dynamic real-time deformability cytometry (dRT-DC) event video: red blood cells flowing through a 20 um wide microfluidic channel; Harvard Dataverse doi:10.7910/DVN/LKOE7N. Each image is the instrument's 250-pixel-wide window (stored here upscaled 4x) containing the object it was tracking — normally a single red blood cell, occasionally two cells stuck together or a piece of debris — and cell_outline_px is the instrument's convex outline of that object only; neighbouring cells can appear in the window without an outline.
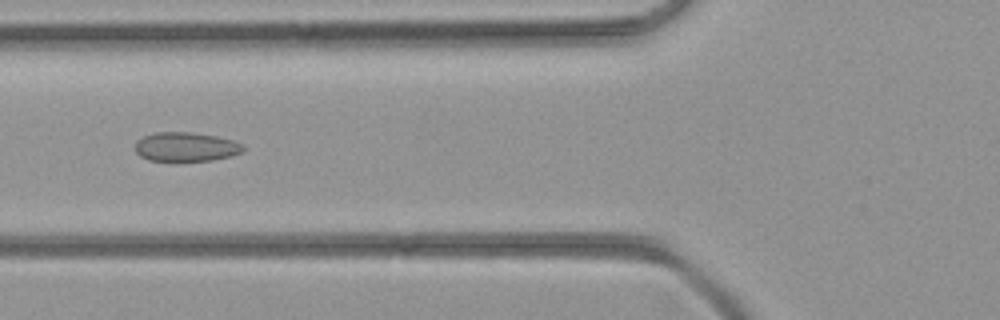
{"species": "common noctule bat (a hibernating species)", "species_latin": "Nyctalus noctula", "temperature_condition": "room temperature", "stored_images_in_passage": 43, "camera_frame_rate_fps": 3000, "um_per_image_px": 0.085, "animal": {"sex": "female", "body_mass_g": 21.9}, "frame": {"image": 1, "passage_image": 16, "time_ms": 5.0, "image_size_px": [1000, 320], "cell_outline_px": [[244, 152], [232, 156], [212, 160], [148, 160], [140, 156], [136, 152], [136, 140], [144, 136], [156, 132], [188, 132], [216, 136], [232, 140], [240, 144], [244, 148]], "centroid_in_image_um": [15.8, 12.48], "position_along_channel_um": 110.0, "area_um2": 18.15}}
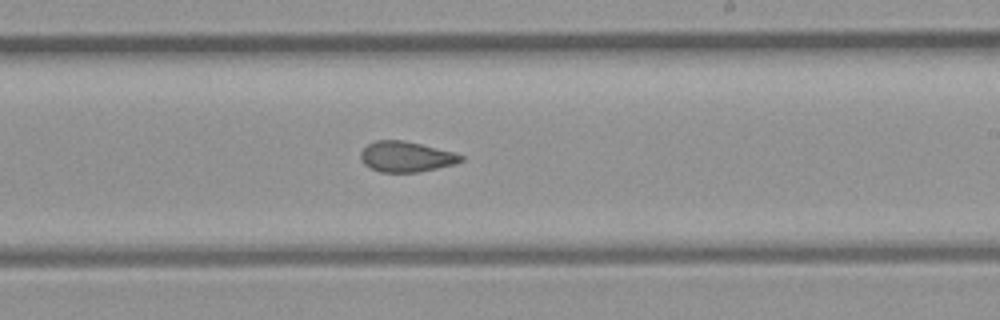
{"frame": {"image": 2, "passage_image": 25, "time_ms": 8.0, "image_size_px": [1000, 320], "cell_outline_px": [[464, 160], [456, 164], [420, 172], [380, 172], [364, 164], [360, 156], [360, 152], [368, 144], [376, 140], [404, 140], [452, 152], [464, 156]], "centroid_in_image_um": [34.53, 13.32], "position_along_channel_um": 254.5, "area_um2": 17.74}}
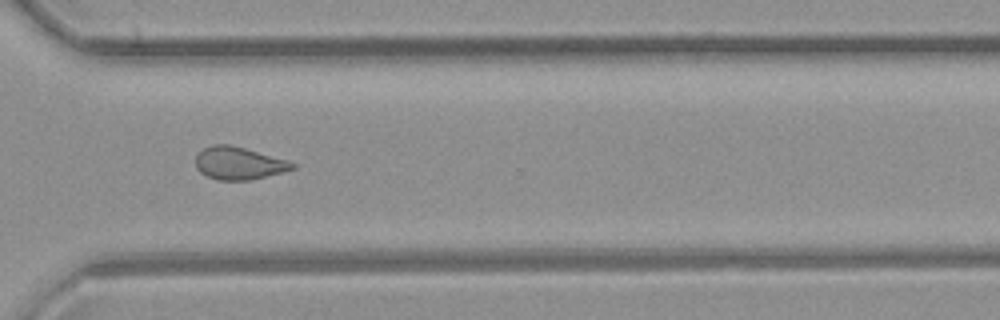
{"frame": {"image": 3, "passage_image": 31, "time_ms": 10.0, "image_size_px": [1000, 320], "cell_outline_px": [[296, 168], [248, 180], [220, 180], [208, 176], [200, 172], [196, 168], [196, 156], [204, 148], [212, 144], [228, 144], [244, 148], [288, 160], [296, 164]], "centroid_in_image_um": [20.28, 13.86], "position_along_channel_um": 350.3, "area_um2": 18.09}}